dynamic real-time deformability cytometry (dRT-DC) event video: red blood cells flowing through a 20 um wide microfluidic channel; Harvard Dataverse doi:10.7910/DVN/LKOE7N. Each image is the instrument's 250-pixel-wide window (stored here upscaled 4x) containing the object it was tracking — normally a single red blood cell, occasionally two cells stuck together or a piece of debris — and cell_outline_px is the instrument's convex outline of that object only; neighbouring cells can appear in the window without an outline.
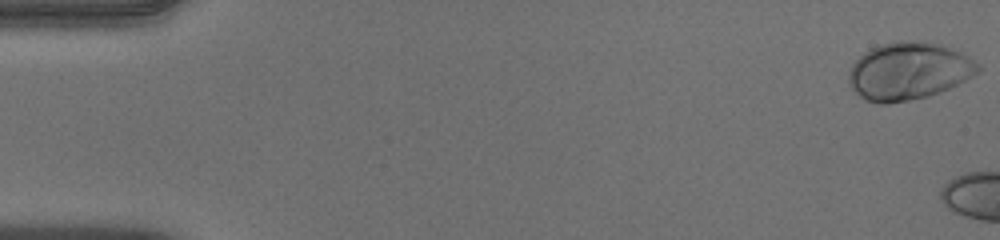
{"species": "human", "species_latin": "Homo sapiens", "temperature_condition": "warm", "stored_images_in_passage": 16, "camera_frame_rate_fps": 3000, "um_per_image_px": 0.085, "donor": {"sex": "male"}, "frame": {"image": 1, "passage_image": 1, "time_ms": 0.0, "image_size_px": [1000, 240], "cell_outline_px": [[980, 68], [972, 76], [940, 92], [928, 96], [888, 104], [880, 104], [864, 100], [848, 84], [848, 72], [852, 64], [868, 48], [880, 44], [896, 40], [908, 40], [944, 44], [968, 56], [980, 64]], "centroid_in_image_um": [77.2, 6.03], "position_along_channel_um": 7.8, "area_um2": 43.52}}